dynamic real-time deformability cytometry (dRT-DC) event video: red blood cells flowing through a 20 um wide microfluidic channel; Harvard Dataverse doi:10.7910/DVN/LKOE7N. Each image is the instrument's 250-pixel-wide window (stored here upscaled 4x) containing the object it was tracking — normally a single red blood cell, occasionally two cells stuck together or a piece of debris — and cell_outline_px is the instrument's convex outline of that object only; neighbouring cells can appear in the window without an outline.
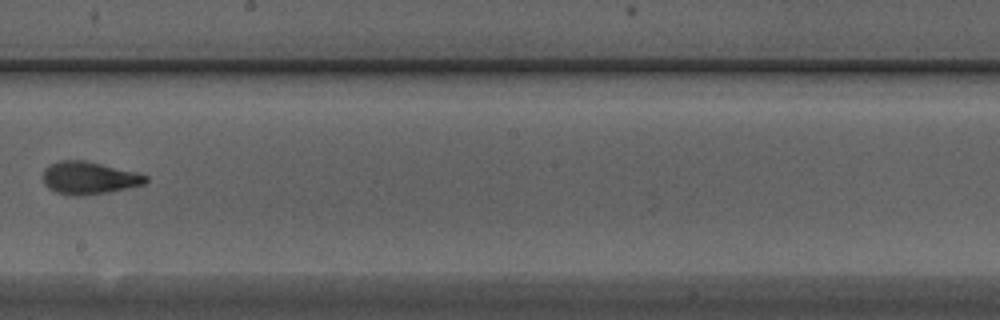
{"species": "Egyptian fruit bat (a non-hibernating species)", "species_latin": "Rousettus aegyptiacus", "temperature_condition": "warm", "stored_images_in_passage": 12, "camera_frame_rate_fps": 3000, "um_per_image_px": 0.085, "animal": {"sex": "male"}, "frame": {"image": 1, "passage_image": 9, "time_ms": 2.667, "image_size_px": [1000, 320], "cell_outline_px": [[148, 180], [144, 184], [108, 192], [76, 196], [72, 196], [56, 192], [48, 188], [44, 184], [44, 168], [60, 160], [84, 160], [136, 172], [148, 176]], "centroid_in_image_um": [7.56, 15.12], "position_along_channel_um": 240.6, "area_um2": 19.31}}
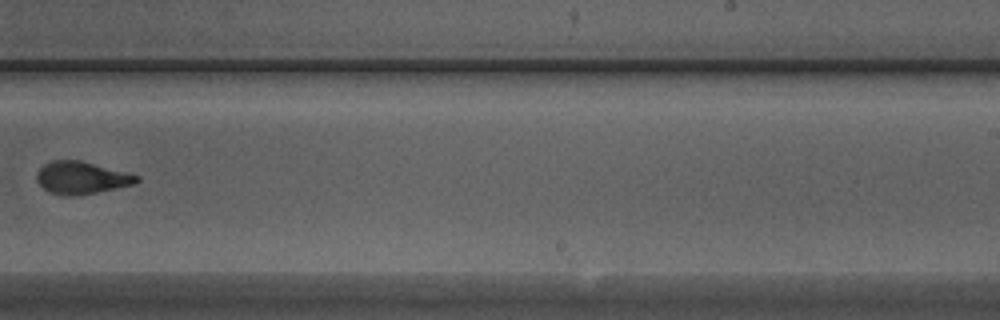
{"frame": {"image": 2, "passage_image": 10, "time_ms": 3.0, "image_size_px": [1000, 320], "cell_outline_px": [[140, 180], [132, 184], [96, 192], [76, 196], [68, 196], [52, 192], [44, 188], [36, 180], [36, 172], [44, 164], [52, 160], [80, 160], [140, 176]], "centroid_in_image_um": [6.89, 15.1], "position_along_channel_um": 282.1, "area_um2": 18.55}}
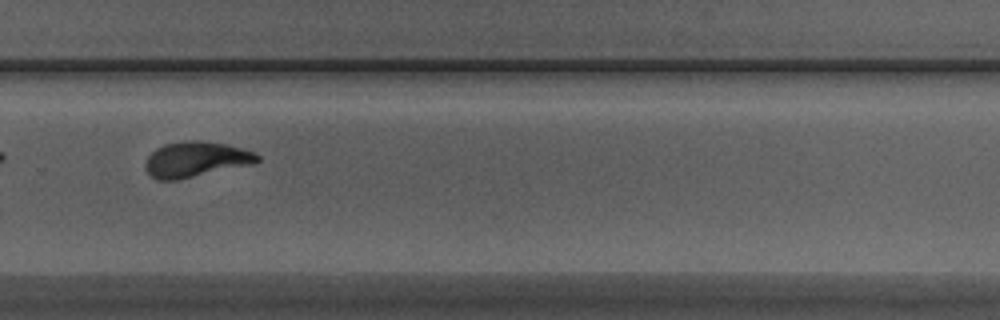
{"frame": {"image": 3, "passage_image": 12, "time_ms": 3.667, "image_size_px": [1000, 320], "cell_outline_px": [[260, 160], [256, 164], [176, 180], [156, 180], [144, 168], [144, 164], [148, 156], [156, 148], [164, 144], [184, 140], [200, 140], [228, 144], [244, 148], [256, 152], [260, 156]], "centroid_in_image_um": [16.69, 13.54], "position_along_channel_um": 313.1, "area_um2": 23.58}}